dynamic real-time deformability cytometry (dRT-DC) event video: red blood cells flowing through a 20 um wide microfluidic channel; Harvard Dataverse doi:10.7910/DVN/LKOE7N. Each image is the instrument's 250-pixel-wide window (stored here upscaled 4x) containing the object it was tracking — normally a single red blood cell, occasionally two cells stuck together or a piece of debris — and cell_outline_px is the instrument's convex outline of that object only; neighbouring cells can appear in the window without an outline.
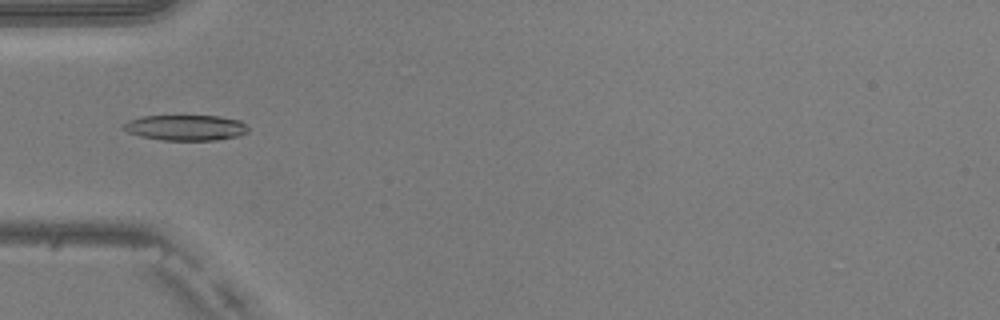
{"species": "common noctule bat (a hibernating species)", "species_latin": "Nyctalus noctula", "temperature_condition": "warm", "stored_images_in_passage": 50, "camera_frame_rate_fps": 3000, "um_per_image_px": 0.085, "animal": {"sex": "male", "body_mass_g": 20.5, "forearm_length_mm": 52.5}, "frame": {"image": 1, "passage_image": 17, "time_ms": 5.333, "image_size_px": [1000, 320], "cell_outline_px": [[248, 132], [236, 136], [216, 140], [160, 140], [140, 136], [128, 132], [124, 128], [124, 124], [128, 120], [140, 116], [220, 116], [240, 120], [248, 128]], "centroid_in_image_um": [15.78, 10.85], "position_along_channel_um": 69.2, "area_um2": 18.5}}
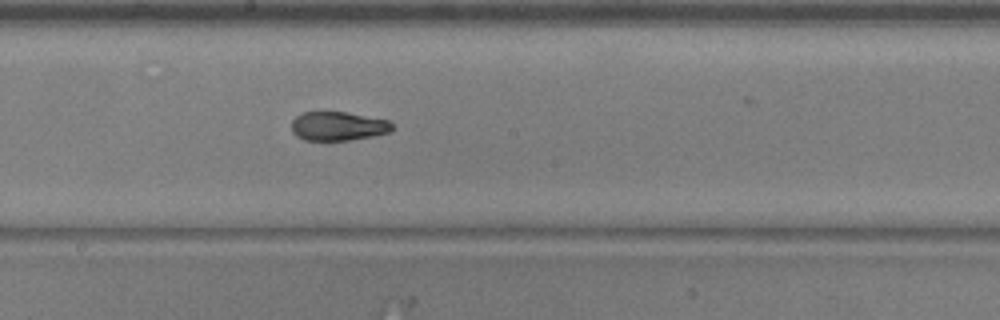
{"frame": {"image": 2, "passage_image": 28, "time_ms": 9.0, "image_size_px": [1000, 320], "cell_outline_px": [[396, 128], [392, 132], [372, 136], [348, 140], [304, 140], [296, 136], [292, 132], [292, 120], [300, 112], [344, 112], [388, 120]], "centroid_in_image_um": [28.74, 10.72], "position_along_channel_um": 219.5, "area_um2": 17.05}}
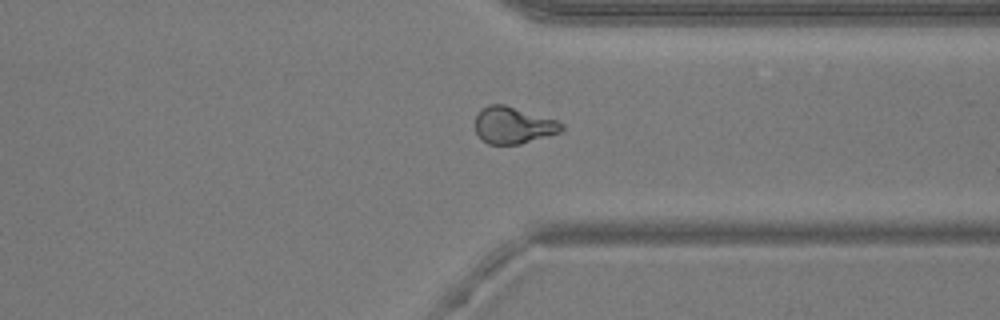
{"frame": {"image": 3, "passage_image": 39, "time_ms": 12.667, "image_size_px": [1000, 320], "cell_outline_px": [[564, 128], [560, 132], [520, 144], [488, 144], [476, 132], [476, 116], [480, 108], [488, 104], [504, 104], [556, 120], [564, 124]], "centroid_in_image_um": [43.62, 10.63], "position_along_channel_um": 367.8, "area_um2": 18.38}, "authors_computed_cell_mechanics": {"area_um2": 18.5827, "velocity_mm_per_s": 4.0592, "shape_relaxation_time_tau1_ms": null, "shape_relaxation_time_tau2_ms": 1.9286, "deformation_change_tau1": null, "deformation_change_tau2": 0.0857}}